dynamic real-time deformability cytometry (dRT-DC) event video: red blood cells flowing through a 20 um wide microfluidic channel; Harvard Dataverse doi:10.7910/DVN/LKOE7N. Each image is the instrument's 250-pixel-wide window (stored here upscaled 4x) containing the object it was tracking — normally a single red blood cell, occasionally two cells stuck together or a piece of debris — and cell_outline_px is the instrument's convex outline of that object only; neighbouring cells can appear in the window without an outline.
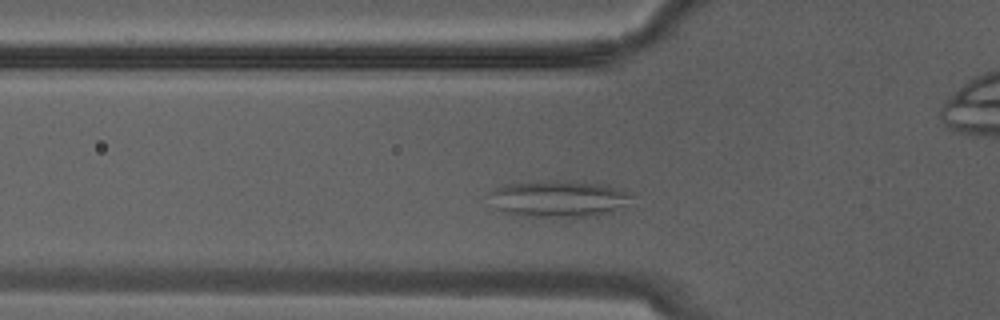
{"species": "Egyptian fruit bat (a non-hibernating species)", "species_latin": "Rousettus aegyptiacus", "temperature_condition": "warm", "stored_images_in_passage": 6, "camera_frame_rate_fps": 3000, "um_per_image_px": 0.085, "animal": {"sex": "male"}, "frame": {"image": 1, "passage_image": 4, "time_ms": 1.0, "image_size_px": [1000, 320], "cell_outline_px": [[632, 196], [624, 204], [612, 212], [572, 220], [520, 216], [500, 212], [492, 192], [496, 188], [508, 184], [548, 180], [572, 180], [600, 184], [632, 192]], "centroid_in_image_um": [47.53, 16.93], "position_along_channel_um": 78.3, "area_um2": 30.81}}